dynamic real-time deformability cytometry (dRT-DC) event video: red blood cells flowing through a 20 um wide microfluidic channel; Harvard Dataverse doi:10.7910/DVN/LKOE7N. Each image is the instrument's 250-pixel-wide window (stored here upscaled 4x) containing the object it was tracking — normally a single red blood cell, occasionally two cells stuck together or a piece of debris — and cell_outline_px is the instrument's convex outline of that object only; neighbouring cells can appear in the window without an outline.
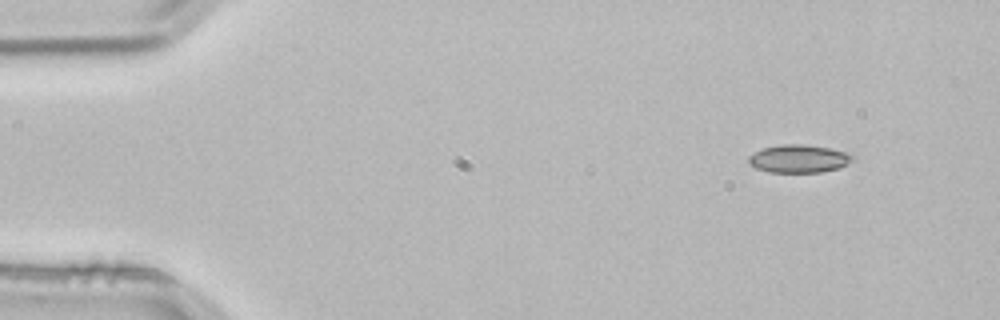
{"species": "common noctule bat (a hibernating species)", "species_latin": "Nyctalus noctula", "temperature_condition": "room temperature", "stored_images_in_passage": 3, "camera_frame_rate_fps": 3000, "um_per_image_px": 0.085, "animal": {"sex": "male", "body_mass_g": 21.5, "forearm_length_mm": 52.0}, "frame": {"image": 1, "passage_image": 1, "time_ms": 0.0, "image_size_px": [1000, 320], "cell_outline_px": [[856, 160], [836, 168], [820, 172], [768, 172], [756, 168], [748, 164], [748, 156], [764, 148], [780, 144], [804, 144], [828, 148], [844, 152], [856, 156]], "centroid_in_image_um": [67.89, 13.49], "position_along_channel_um": 17.1, "area_um2": 16.88}}
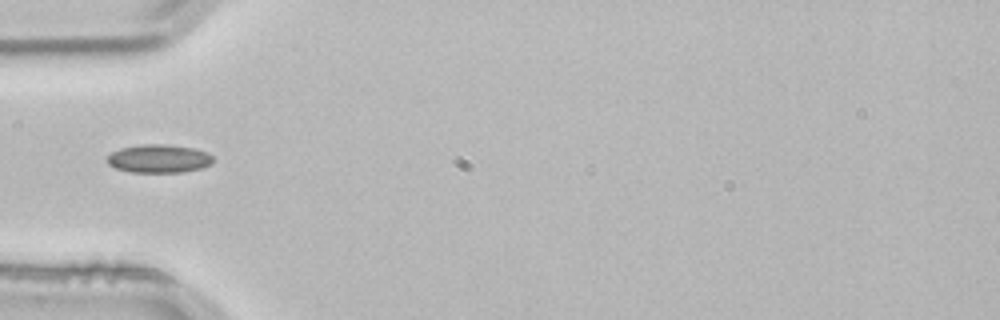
{"frame": {"image": 2, "passage_image": 3, "time_ms": 0.667, "image_size_px": [1000, 320], "cell_outline_px": [[212, 164], [200, 168], [184, 172], [132, 172], [116, 168], [108, 164], [108, 156], [112, 152], [120, 148], [140, 144], [164, 144], [192, 148], [208, 152], [212, 156]], "centroid_in_image_um": [13.51, 13.48], "position_along_channel_um": 71.5, "area_um2": 17.4}}